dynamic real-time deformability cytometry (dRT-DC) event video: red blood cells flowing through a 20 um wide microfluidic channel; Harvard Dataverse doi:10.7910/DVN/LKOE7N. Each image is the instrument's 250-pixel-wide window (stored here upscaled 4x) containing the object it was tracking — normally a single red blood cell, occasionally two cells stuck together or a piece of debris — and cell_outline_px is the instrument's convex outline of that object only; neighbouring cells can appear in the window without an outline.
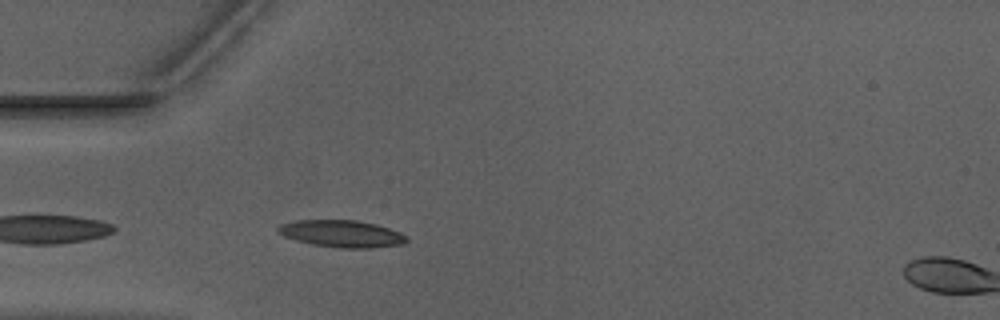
{"species": "Egyptian fruit bat (a non-hibernating species)", "species_latin": "Rousettus aegyptiacus", "temperature_condition": "warm", "stored_images_in_passage": 38, "camera_frame_rate_fps": 3000, "um_per_image_px": 0.085, "animal": {"sex": "male"}, "frame": {"image": 1, "passage_image": 2, "time_ms": 0.333, "image_size_px": [1000, 320], "cell_outline_px": [[408, 240], [404, 244], [372, 248], [340, 248], [312, 244], [296, 240], [284, 236], [276, 232], [276, 228], [280, 224], [296, 220], [356, 220], [376, 224], [400, 232], [408, 236]], "centroid_in_image_um": [29.05, 19.86], "position_along_channel_um": 55.9, "area_um2": 20.4}}
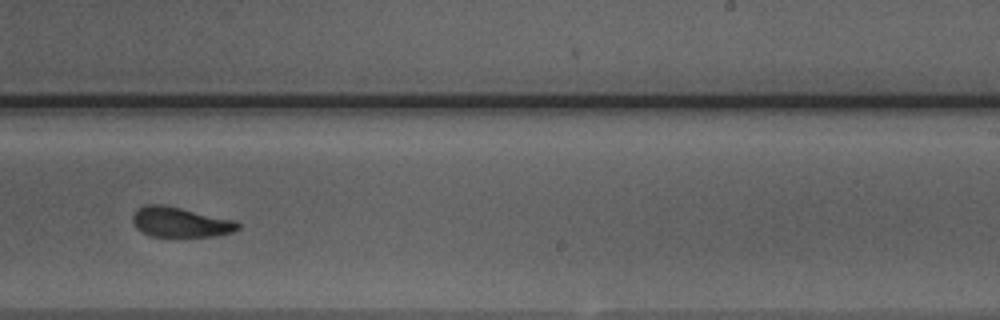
{"frame": {"image": 2, "passage_image": 19, "time_ms": 6.0, "image_size_px": [1000, 320], "cell_outline_px": [[240, 228], [232, 232], [216, 236], [184, 240], [152, 236], [136, 228], [132, 220], [132, 216], [144, 204], [164, 204], [236, 220], [240, 224]], "centroid_in_image_um": [15.37, 18.93], "position_along_channel_um": 273.6, "area_um2": 19.31}}
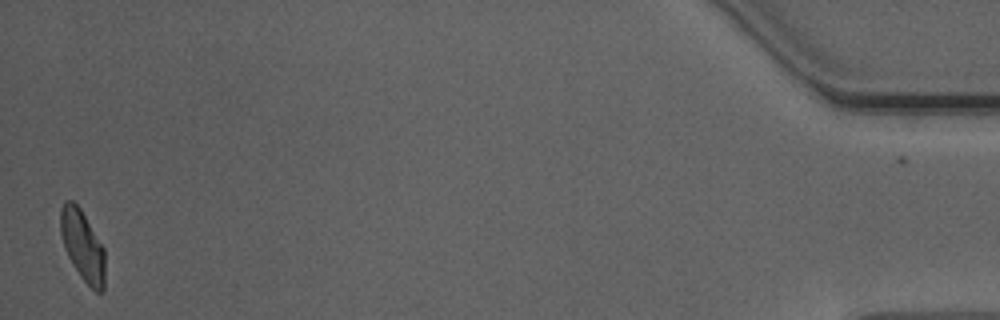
{"frame": {"image": 3, "passage_image": 38, "time_ms": 12.333, "image_size_px": [1000, 320], "cell_outline_px": [[104, 292], [96, 292], [80, 276], [72, 264], [64, 248], [60, 232], [60, 208], [64, 200], [72, 200], [80, 208], [104, 248]], "centroid_in_image_um": [7.0, 20.86], "position_along_channel_um": 428.2, "area_um2": 18.26}, "authors_computed_cell_mechanics": {"area_um2": 19.2763, "velocity_mm_per_s": 3.955, "shape_relaxation_time_tau1_ms": 2.8581, "shape_relaxation_time_tau2_ms": 1.98, "deformation_change_tau1": 0.1441, "deformation_change_tau2": 0.0954}}